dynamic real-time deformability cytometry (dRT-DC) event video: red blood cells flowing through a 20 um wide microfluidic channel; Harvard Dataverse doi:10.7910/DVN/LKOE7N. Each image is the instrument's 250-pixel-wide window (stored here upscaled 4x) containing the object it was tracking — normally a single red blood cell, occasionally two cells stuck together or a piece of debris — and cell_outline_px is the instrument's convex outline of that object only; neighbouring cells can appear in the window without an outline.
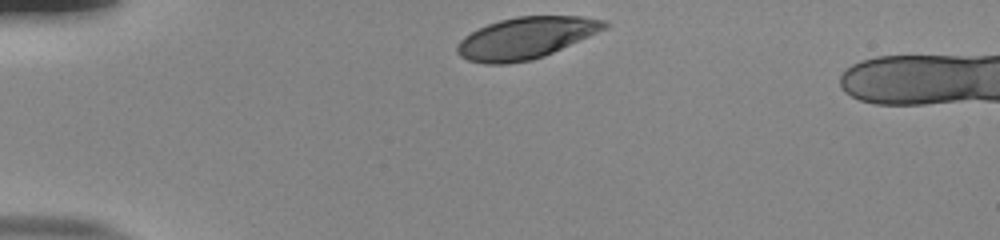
{"species": "human", "species_latin": "Homo sapiens", "temperature_condition": "room temperature", "stored_images_in_passage": 33, "camera_frame_rate_fps": 3000, "um_per_image_px": 0.085, "donor": {"sex": "male"}, "frame": {"image": 1, "passage_image": 1, "time_ms": 0.0, "image_size_px": [1000, 240], "cell_outline_px": [[608, 28], [544, 56], [532, 60], [508, 64], [484, 64], [468, 60], [460, 56], [456, 52], [456, 48], [460, 40], [464, 36], [488, 24], [500, 20], [516, 16], [580, 16], [608, 20]], "centroid_in_image_um": [44.71, 3.23], "position_along_channel_um": 40.3, "area_um2": 35.78}}
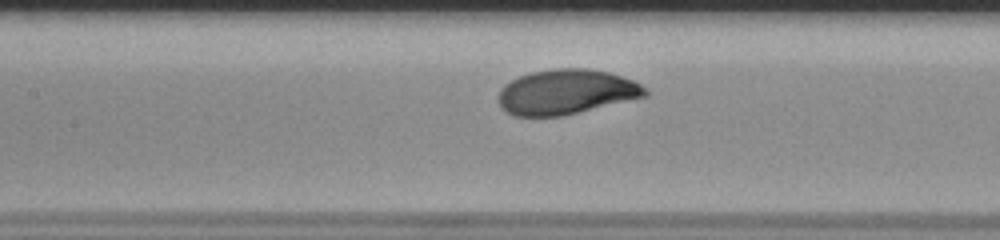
{"frame": {"image": 2, "passage_image": 14, "time_ms": 4.333, "image_size_px": [1000, 240], "cell_outline_px": [[648, 96], [564, 116], [516, 116], [500, 108], [500, 92], [504, 84], [520, 76], [532, 72], [552, 68], [588, 68], [608, 72], [632, 80], [640, 84], [648, 92]], "centroid_in_image_um": [48.15, 7.82], "position_along_channel_um": 159.3, "area_um2": 38.38}}
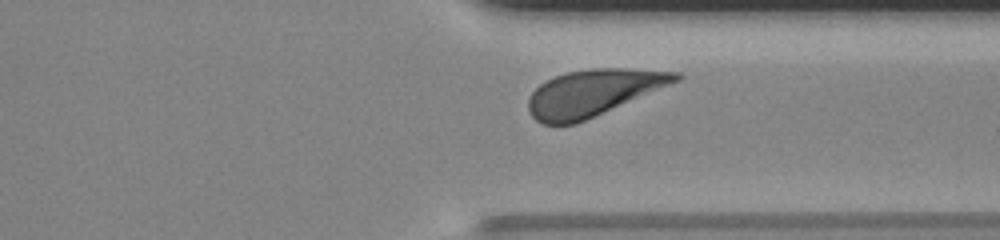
{"frame": {"image": 3, "passage_image": 30, "time_ms": 9.667, "image_size_px": [1000, 240], "cell_outline_px": [[684, 76], [680, 80], [576, 124], [544, 124], [536, 120], [532, 116], [528, 108], [528, 96], [540, 84], [556, 76], [568, 72], [592, 68], [628, 68], [680, 72]], "centroid_in_image_um": [50.42, 7.87], "position_along_channel_um": 361.0, "area_um2": 39.54}, "authors_computed_cell_mechanics": {"area_um2": 38.3214, "velocity_mm_per_s": 3.7866, "shape_relaxation_time_tau1_ms": 1.9722, "shape_relaxation_time_tau2_ms": null, "deformation_change_tau1": 0.1308, "deformation_change_tau2": null}}